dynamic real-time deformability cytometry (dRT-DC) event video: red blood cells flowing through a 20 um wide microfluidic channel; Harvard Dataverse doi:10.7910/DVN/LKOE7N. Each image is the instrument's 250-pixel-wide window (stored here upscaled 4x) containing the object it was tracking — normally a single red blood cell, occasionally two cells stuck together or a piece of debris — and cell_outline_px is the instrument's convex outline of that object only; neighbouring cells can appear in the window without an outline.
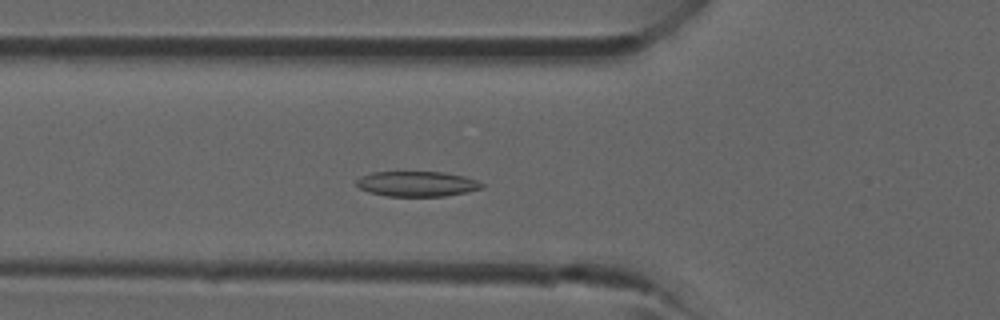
{"species": "common noctule bat (a hibernating species)", "species_latin": "Nyctalus noctula", "temperature_condition": "room temperature", "stored_images_in_passage": 38, "camera_frame_rate_fps": 3000, "um_per_image_px": 0.085, "animal": {"sex": "male", "forearm_length_mm": 52.5}, "frame": {"image": 1, "passage_image": 11, "time_ms": 3.333, "image_size_px": [1000, 320], "cell_outline_px": [[484, 188], [468, 192], [444, 196], [388, 196], [368, 192], [360, 188], [356, 184], [356, 180], [360, 176], [372, 172], [444, 172], [464, 176], [476, 180], [484, 184]], "centroid_in_image_um": [35.45, 15.63], "position_along_channel_um": 90.3, "area_um2": 18.5}}
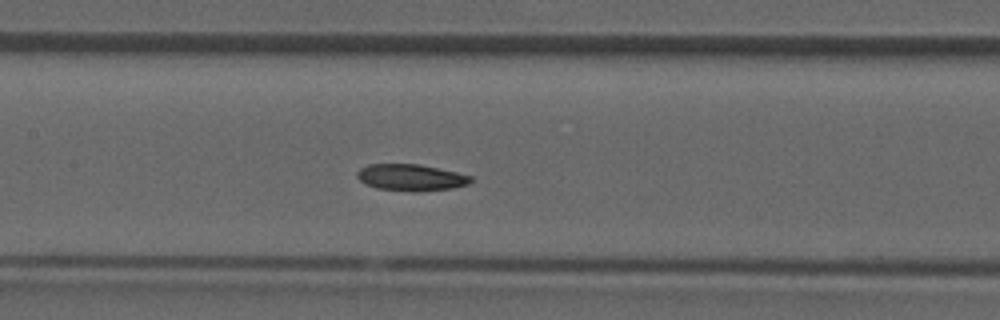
{"frame": {"image": 2, "passage_image": 16, "time_ms": 5.0, "image_size_px": [1000, 320], "cell_outline_px": [[472, 180], [468, 184], [452, 188], [420, 192], [412, 192], [376, 188], [364, 184], [356, 176], [356, 172], [360, 168], [368, 164], [420, 164], [456, 172], [472, 176]], "centroid_in_image_um": [34.9, 15.09], "position_along_channel_um": 172.5, "area_um2": 17.8}}
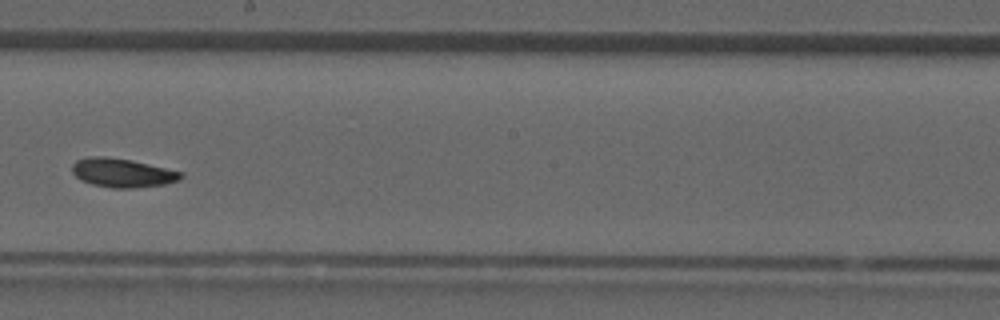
{"frame": {"image": 3, "passage_image": 20, "time_ms": 6.333, "image_size_px": [1000, 320], "cell_outline_px": [[184, 176], [180, 180], [164, 184], [132, 188], [112, 188], [92, 184], [80, 180], [72, 172], [72, 164], [76, 160], [88, 156], [108, 156], [132, 160], [184, 172]], "centroid_in_image_um": [10.4, 14.68], "position_along_channel_um": 237.8, "area_um2": 18.5}}